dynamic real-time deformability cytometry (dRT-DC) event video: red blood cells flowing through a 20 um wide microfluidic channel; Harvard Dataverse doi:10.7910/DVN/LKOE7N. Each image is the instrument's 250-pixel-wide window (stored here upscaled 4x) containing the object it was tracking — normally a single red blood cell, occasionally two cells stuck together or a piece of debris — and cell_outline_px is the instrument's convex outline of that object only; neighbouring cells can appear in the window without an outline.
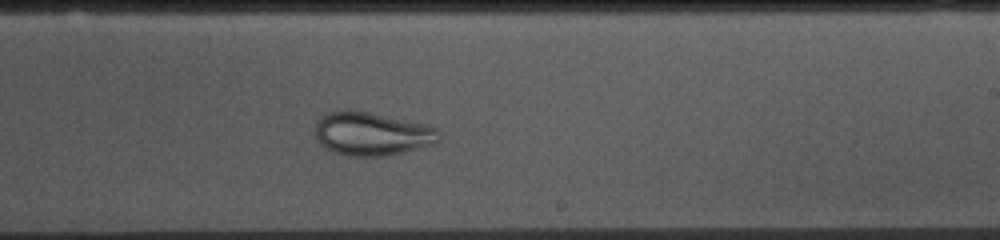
{"species": "common noctule bat (a hibernating species)", "species_latin": "Nyctalus noctula", "temperature_condition": "cold", "stored_images_in_passage": 53, "camera_frame_rate_fps": 3000, "um_per_image_px": 0.085, "animal": {"sex": "female", "body_mass_g": 10.0, "forearm_length_mm": 53.1}, "frame": {"image": 1, "passage_image": 31, "time_ms": 10.0, "image_size_px": [1000, 240], "cell_outline_px": [[440, 140], [432, 144], [404, 152], [388, 156], [348, 156], [332, 152], [320, 144], [316, 136], [316, 120], [320, 116], [328, 112], [340, 108], [344, 108], [368, 112], [428, 124], [436, 128], [440, 132]], "centroid_in_image_um": [31.59, 11.36], "position_along_channel_um": 257.4, "area_um2": 31.79}}
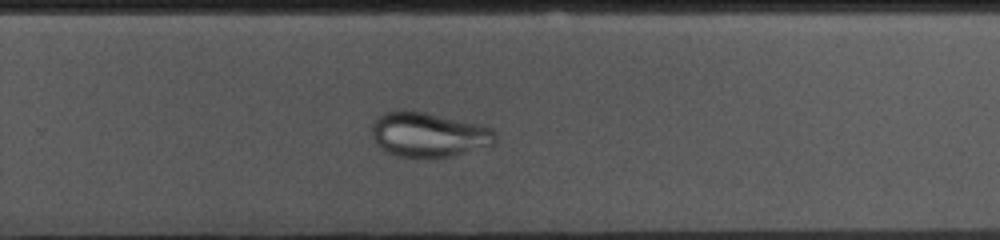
{"frame": {"image": 2, "passage_image": 34, "time_ms": 11.0, "image_size_px": [1000, 240], "cell_outline_px": [[496, 140], [492, 144], [452, 156], [400, 156], [388, 152], [380, 148], [376, 144], [372, 136], [372, 124], [376, 116], [384, 112], [400, 108], [424, 112], [484, 124], [492, 128], [496, 132]], "centroid_in_image_um": [36.41, 11.39], "position_along_channel_um": 293.4, "area_um2": 32.31}}
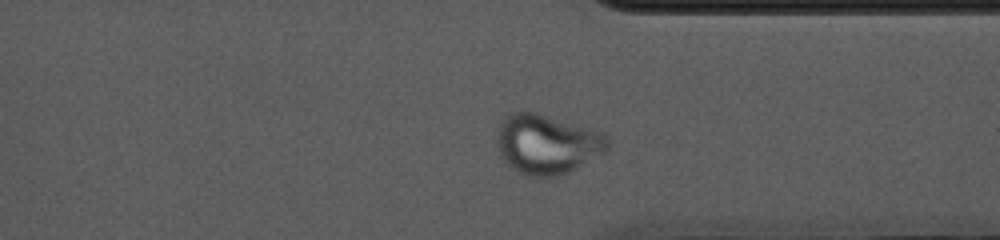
{"frame": {"image": 3, "passage_image": 40, "time_ms": 13.0, "image_size_px": [1000, 240], "cell_outline_px": [[608, 148], [604, 152], [572, 172], [560, 176], [528, 176], [512, 168], [504, 160], [500, 152], [496, 140], [496, 136], [500, 124], [512, 112], [520, 108], [536, 112], [592, 128], [608, 136]], "centroid_in_image_um": [46.51, 12.23], "position_along_channel_um": 364.9, "area_um2": 38.78}}